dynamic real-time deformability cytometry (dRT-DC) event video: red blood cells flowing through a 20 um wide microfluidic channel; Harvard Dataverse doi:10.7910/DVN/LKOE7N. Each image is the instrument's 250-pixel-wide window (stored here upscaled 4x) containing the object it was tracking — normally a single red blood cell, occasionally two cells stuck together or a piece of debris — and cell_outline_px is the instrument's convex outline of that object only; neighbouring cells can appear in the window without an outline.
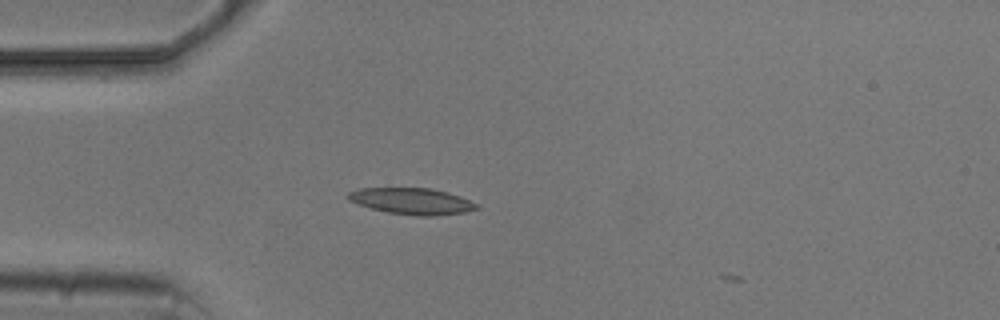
{"species": "common noctule bat (a hibernating species)", "species_latin": "Nyctalus noctula", "temperature_condition": "cold", "stored_images_in_passage": 1, "camera_frame_rate_fps": 3000, "um_per_image_px": 0.085, "animal": {"sex": "male", "body_mass_g": 20.5, "forearm_length_mm": 52.5}, "frame": {"image": 1, "passage_image": 1, "time_ms": 0.0, "image_size_px": [1000, 320], "cell_outline_px": [[480, 208], [464, 212], [436, 216], [416, 216], [388, 212], [372, 208], [348, 200], [348, 192], [356, 188], [432, 188], [448, 192], [460, 196], [480, 204]], "centroid_in_image_um": [35.06, 17.09], "position_along_channel_um": 49.9, "area_um2": 19.83}}